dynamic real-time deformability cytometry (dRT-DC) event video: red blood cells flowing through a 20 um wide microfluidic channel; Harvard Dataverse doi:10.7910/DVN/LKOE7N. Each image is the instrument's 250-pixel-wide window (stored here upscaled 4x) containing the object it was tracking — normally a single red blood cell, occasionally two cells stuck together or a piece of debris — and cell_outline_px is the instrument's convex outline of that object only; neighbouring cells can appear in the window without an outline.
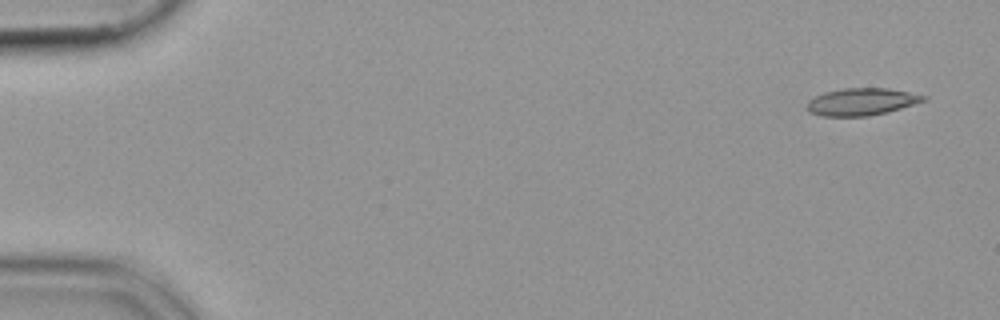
{"species": "common noctule bat (a hibernating species)", "species_latin": "Nyctalus noctula", "temperature_condition": "cold", "stored_images_in_passage": 52, "camera_frame_rate_fps": 3000, "um_per_image_px": 0.085, "animal": {"sex": "female", "body_mass_g": 19.9}, "frame": {"image": 1, "passage_image": 1, "time_ms": 0.0, "image_size_px": [1000, 320], "cell_outline_px": [[928, 100], [888, 112], [868, 116], [820, 116], [808, 112], [804, 108], [808, 100], [824, 92], [844, 88], [888, 88], [928, 96]], "centroid_in_image_um": [73.21, 8.65], "position_along_channel_um": 11.8, "area_um2": 18.73}}
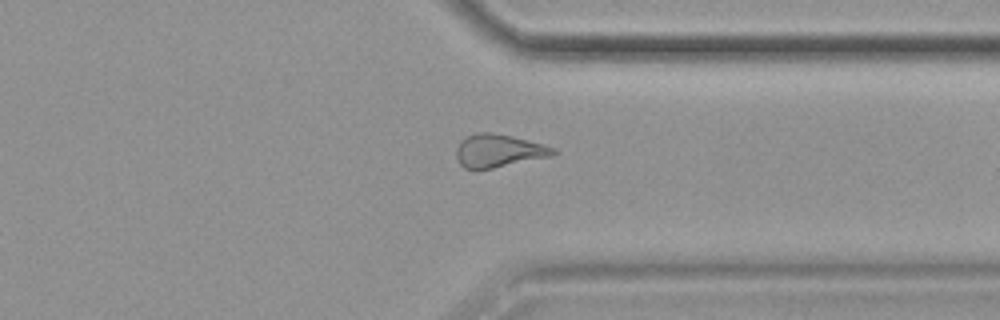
{"frame": {"image": 2, "passage_image": 40, "time_ms": 13.0, "image_size_px": [1000, 320], "cell_outline_px": [[556, 152], [548, 156], [492, 168], [464, 168], [460, 164], [456, 156], [456, 148], [460, 140], [468, 136], [480, 132], [492, 132], [512, 136], [528, 140], [556, 148]], "centroid_in_image_um": [42.34, 12.79], "position_along_channel_um": 369.1, "area_um2": 18.21}}
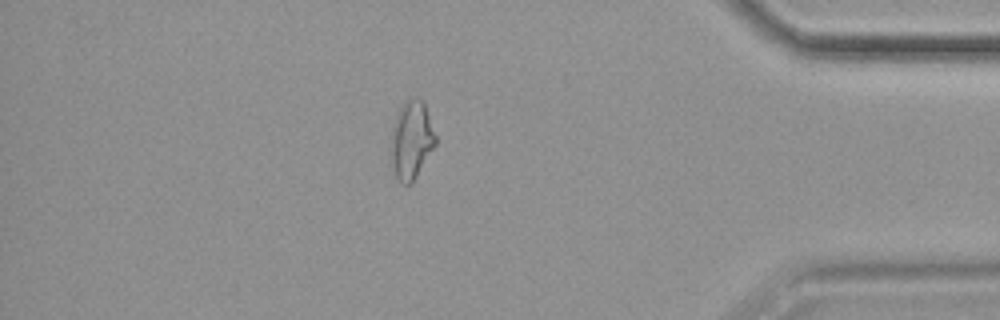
{"frame": {"image": 3, "passage_image": 45, "time_ms": 14.667, "image_size_px": [1000, 320], "cell_outline_px": [[436, 144], [412, 180], [408, 184], [400, 184], [392, 168], [392, 128], [396, 112], [404, 100], [412, 96], [416, 96], [424, 100], [436, 136]], "centroid_in_image_um": [34.97, 11.8], "position_along_channel_um": 400.2, "area_um2": 20.23}}